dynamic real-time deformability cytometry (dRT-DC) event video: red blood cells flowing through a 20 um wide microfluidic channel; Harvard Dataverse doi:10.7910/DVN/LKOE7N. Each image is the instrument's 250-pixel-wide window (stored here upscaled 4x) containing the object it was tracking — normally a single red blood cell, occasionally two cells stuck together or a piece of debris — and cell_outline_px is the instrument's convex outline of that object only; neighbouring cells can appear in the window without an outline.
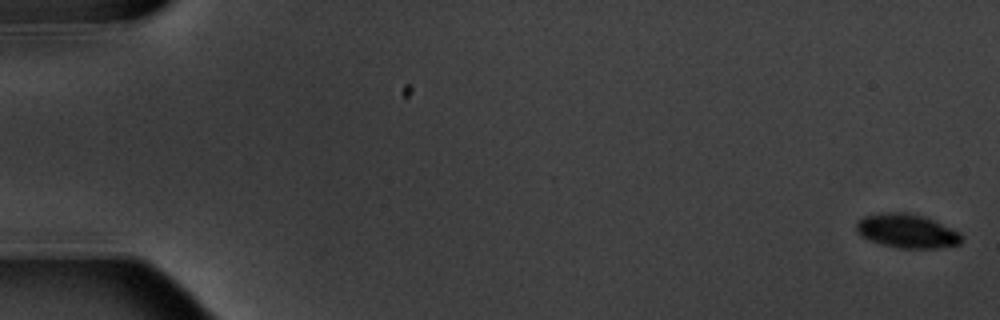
{"species": "common noctule bat (a hibernating species)", "species_latin": "Nyctalus noctula", "temperature_condition": "warm", "stored_images_in_passage": 7, "segment_of_instrument_passage": [2, 2], "camera_frame_rate_fps": 3000, "um_per_image_px": 0.085, "animal": {"sex": "male", "body_mass_g": 20.1, "forearm_length_mm": 53.5}, "frame": {"image": 1, "passage_image": 7, "time_ms": 7.667, "image_size_px": [1000, 320], "cell_outline_px": [[960, 244], [936, 248], [896, 248], [880, 244], [868, 240], [860, 236], [856, 228], [856, 224], [864, 216], [884, 212], [904, 212], [924, 216], [936, 220], [960, 232]], "centroid_in_image_um": [77.08, 19.63], "position_along_channel_um": 7.9, "area_um2": 20.92}}